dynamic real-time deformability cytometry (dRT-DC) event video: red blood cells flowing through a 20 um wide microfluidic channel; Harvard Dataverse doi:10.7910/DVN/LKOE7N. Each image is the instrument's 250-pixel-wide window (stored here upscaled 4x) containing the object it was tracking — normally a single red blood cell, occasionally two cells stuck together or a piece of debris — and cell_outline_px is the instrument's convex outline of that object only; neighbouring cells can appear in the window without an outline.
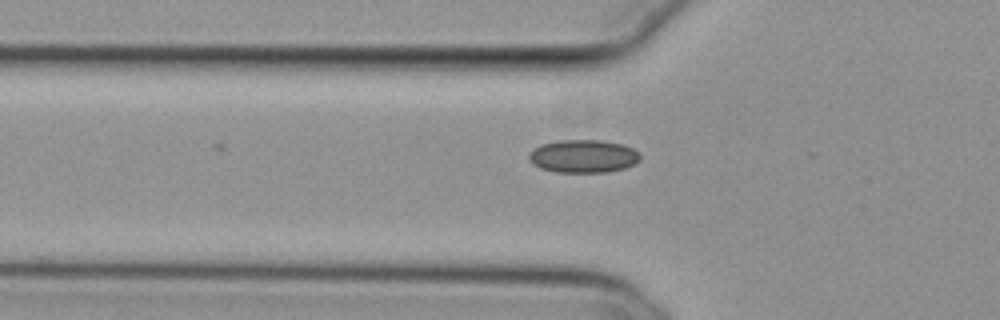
{"species": "common noctule bat (a hibernating species)", "species_latin": "Nyctalus noctula", "temperature_condition": "cold", "stored_images_in_passage": 3, "camera_frame_rate_fps": 3000, "um_per_image_px": 0.085, "animal": {"sex": "female", "body_mass_g": 29.2, "forearm_length_mm": 56.3}, "frame": {"image": 1, "passage_image": 3, "time_ms": 0.667, "image_size_px": [1000, 320], "cell_outline_px": [[640, 160], [624, 168], [608, 172], [556, 172], [540, 168], [532, 164], [528, 160], [528, 152], [544, 144], [560, 140], [600, 140], [620, 144], [632, 148], [640, 152]], "centroid_in_image_um": [49.56, 13.28], "position_along_channel_um": 76.2, "area_um2": 21.33}}